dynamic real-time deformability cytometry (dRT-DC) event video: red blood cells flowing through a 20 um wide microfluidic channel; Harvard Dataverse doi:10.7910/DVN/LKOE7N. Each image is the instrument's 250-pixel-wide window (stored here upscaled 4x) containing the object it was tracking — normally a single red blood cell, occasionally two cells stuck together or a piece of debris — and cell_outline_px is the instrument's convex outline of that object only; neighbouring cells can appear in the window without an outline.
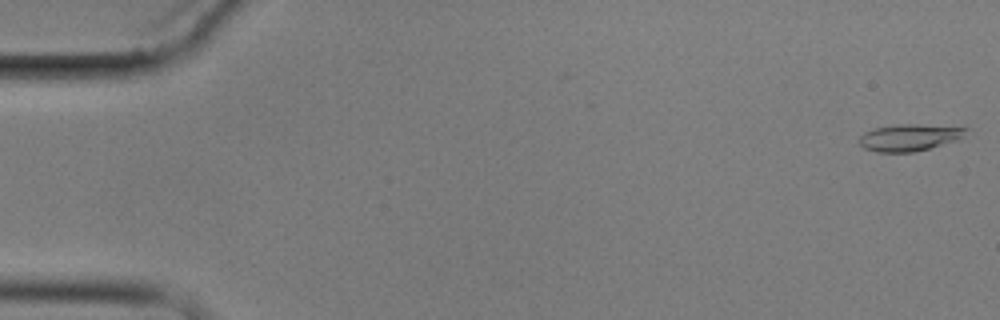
{"species": "common noctule bat (a hibernating species)", "species_latin": "Nyctalus noctula", "temperature_condition": "cold", "stored_images_in_passage": 10, "camera_frame_rate_fps": 3000, "um_per_image_px": 0.085, "animal": {"sex": "male", "body_mass_g": 17.9}, "frame": {"image": 1, "passage_image": 1, "time_ms": 0.0, "image_size_px": [1000, 320], "cell_outline_px": [[968, 128], [956, 140], [928, 148], [912, 152], [876, 152], [864, 148], [860, 144], [860, 136], [864, 132], [876, 128], [900, 124], [912, 124]], "centroid_in_image_um": [77.22, 11.69], "position_along_channel_um": 7.8, "area_um2": 16.13}}
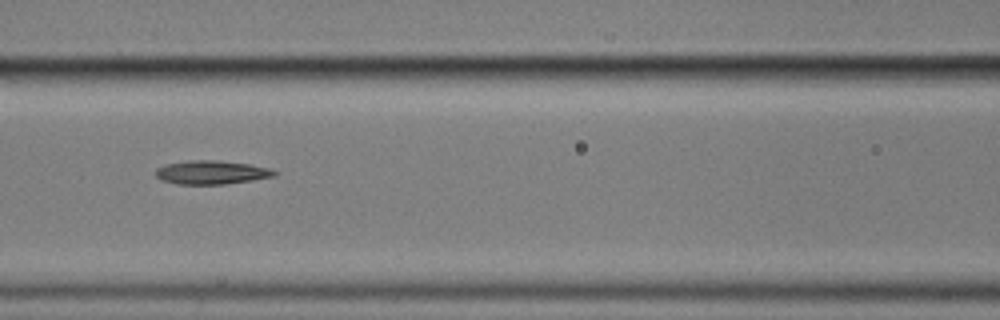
{"frame": {"image": 2, "passage_image": 7, "time_ms": 8.0, "image_size_px": [1000, 320], "cell_outline_px": [[276, 176], [252, 180], [224, 184], [176, 184], [160, 180], [156, 176], [156, 168], [164, 164], [192, 160], [216, 160], [248, 164], [268, 168], [276, 172]], "centroid_in_image_um": [17.93, 14.65], "position_along_channel_um": 148.7, "area_um2": 16.3}}
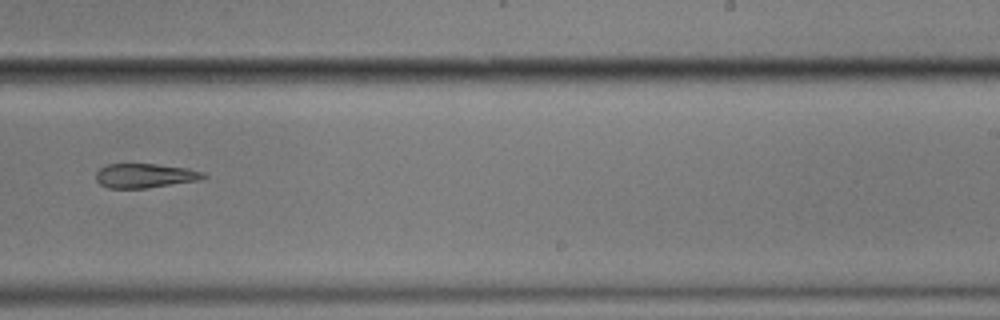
{"frame": {"image": 3, "passage_image": 10, "time_ms": 11.667, "image_size_px": [1000, 320], "cell_outline_px": [[208, 176], [200, 180], [144, 188], [108, 188], [100, 184], [96, 180], [96, 172], [100, 168], [108, 164], [156, 164], [188, 168], [204, 172]], "centroid_in_image_um": [12.33, 14.93], "position_along_channel_um": 276.7, "area_um2": 15.2}}